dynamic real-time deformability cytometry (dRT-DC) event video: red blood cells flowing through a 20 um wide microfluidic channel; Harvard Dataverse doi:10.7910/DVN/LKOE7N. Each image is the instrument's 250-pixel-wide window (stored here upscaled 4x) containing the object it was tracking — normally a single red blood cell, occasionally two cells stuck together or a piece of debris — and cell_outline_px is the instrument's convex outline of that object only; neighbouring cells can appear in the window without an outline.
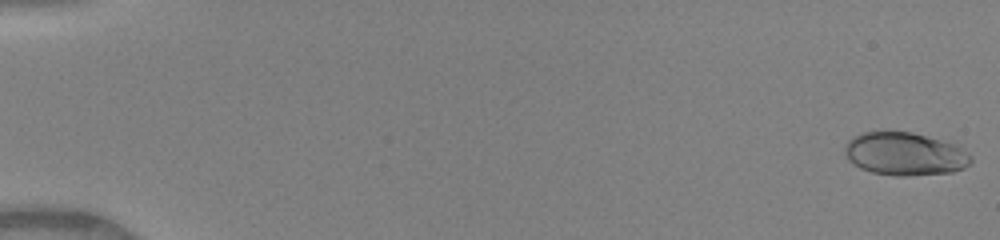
{"species": "human", "species_latin": "Homo sapiens", "temperature_condition": "warm", "stored_images_in_passage": 41, "camera_frame_rate_fps": 3000, "um_per_image_px": 0.085, "donor": {"sex": "female"}, "frame": {"image": 1, "passage_image": 1, "time_ms": 0.0, "image_size_px": [1000, 240], "cell_outline_px": [[972, 160], [964, 168], [952, 172], [908, 176], [896, 176], [872, 172], [860, 168], [848, 160], [844, 152], [844, 148], [848, 140], [852, 136], [864, 132], [912, 132], [952, 144], [968, 152], [972, 156]], "centroid_in_image_um": [76.88, 13.1], "position_along_channel_um": 8.1, "area_um2": 31.44}}
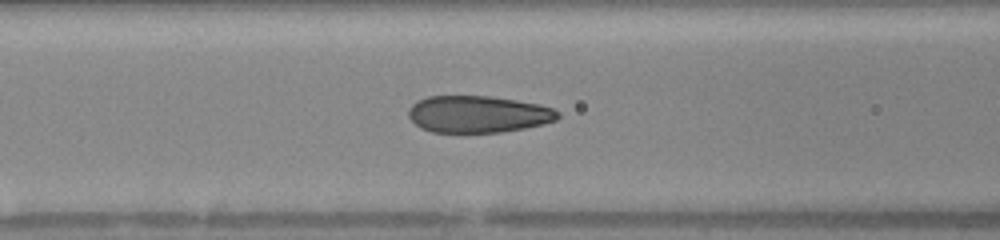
{"frame": {"image": 2, "passage_image": 19, "time_ms": 6.0, "image_size_px": [1000, 240], "cell_outline_px": [[560, 116], [556, 120], [544, 124], [524, 128], [500, 132], [432, 132], [420, 128], [408, 116], [408, 108], [416, 100], [428, 96], [492, 96], [540, 104], [552, 108], [560, 112]], "centroid_in_image_um": [40.63, 9.7], "position_along_channel_um": 126.0, "area_um2": 32.31}}
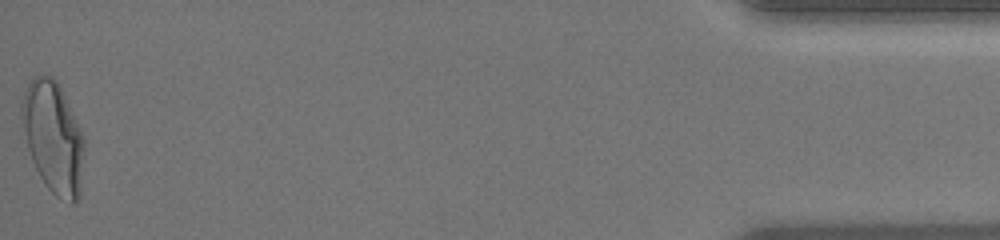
{"frame": {"image": 3, "passage_image": 41, "time_ms": 13.333, "image_size_px": [1000, 240], "cell_outline_px": [[84, 148], [80, 196], [72, 204], [56, 196], [44, 184], [32, 160], [28, 148], [20, 116], [20, 104], [24, 92], [28, 84], [36, 76], [52, 76], [56, 80], [84, 136]], "centroid_in_image_um": [4.52, 11.69], "position_along_channel_um": 430.7, "area_um2": 40.23}, "authors_computed_cell_mechanics": {"area_um2": 32.3102, "velocity_mm_per_s": 4.2406, "shape_relaxation_time_tau1_ms": 4.9764, "shape_relaxation_time_tau2_ms": null, "deformation_change_tau1": 0.234, "deformation_change_tau2": null}}